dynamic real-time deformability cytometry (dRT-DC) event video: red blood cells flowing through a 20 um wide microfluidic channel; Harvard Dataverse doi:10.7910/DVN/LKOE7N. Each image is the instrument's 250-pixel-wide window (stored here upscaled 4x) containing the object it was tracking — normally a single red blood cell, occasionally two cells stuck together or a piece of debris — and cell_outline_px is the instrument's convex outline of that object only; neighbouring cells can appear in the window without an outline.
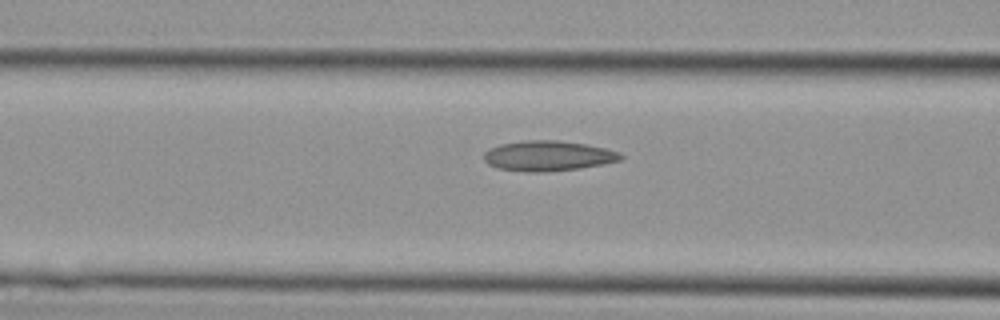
{"species": "Egyptian fruit bat (a non-hibernating species)", "species_latin": "Rousettus aegyptiacus", "temperature_condition": "cold", "stored_images_in_passage": 14, "camera_frame_rate_fps": 3000, "um_per_image_px": 0.085, "animal": {"sex": "female"}, "frame": {"image": 1, "passage_image": 12, "time_ms": 3.667, "image_size_px": [1000, 320], "cell_outline_px": [[624, 156], [620, 160], [604, 164], [580, 168], [544, 172], [528, 172], [496, 168], [488, 164], [484, 160], [484, 152], [488, 148], [500, 144], [524, 140], [560, 140], [584, 144], [604, 148], [620, 152]], "centroid_in_image_um": [46.56, 13.25], "position_along_channel_um": 120.0, "area_um2": 24.22}}